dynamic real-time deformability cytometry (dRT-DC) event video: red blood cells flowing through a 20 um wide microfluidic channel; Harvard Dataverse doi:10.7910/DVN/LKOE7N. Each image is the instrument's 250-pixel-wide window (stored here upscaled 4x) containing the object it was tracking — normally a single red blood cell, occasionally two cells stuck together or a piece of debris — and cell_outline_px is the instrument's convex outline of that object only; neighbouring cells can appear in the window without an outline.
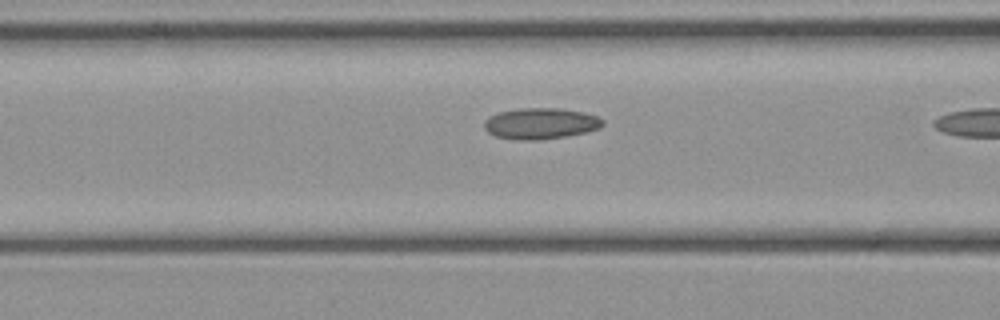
{"species": "common noctule bat (a hibernating species)", "species_latin": "Nyctalus noctula", "temperature_condition": "cold", "stored_images_in_passage": 8, "camera_frame_rate_fps": 3000, "um_per_image_px": 0.085, "animal": {"sex": "female", "body_mass_g": 21.9}, "frame": {"image": 1, "passage_image": 7, "time_ms": 2.0, "image_size_px": [1000, 320], "cell_outline_px": [[604, 124], [600, 128], [584, 132], [564, 136], [540, 140], [512, 140], [496, 136], [488, 132], [484, 128], [484, 120], [488, 116], [500, 112], [520, 108], [560, 108], [584, 112], [596, 116], [604, 120]], "centroid_in_image_um": [45.93, 10.5], "position_along_channel_um": 120.7, "area_um2": 21.56}}